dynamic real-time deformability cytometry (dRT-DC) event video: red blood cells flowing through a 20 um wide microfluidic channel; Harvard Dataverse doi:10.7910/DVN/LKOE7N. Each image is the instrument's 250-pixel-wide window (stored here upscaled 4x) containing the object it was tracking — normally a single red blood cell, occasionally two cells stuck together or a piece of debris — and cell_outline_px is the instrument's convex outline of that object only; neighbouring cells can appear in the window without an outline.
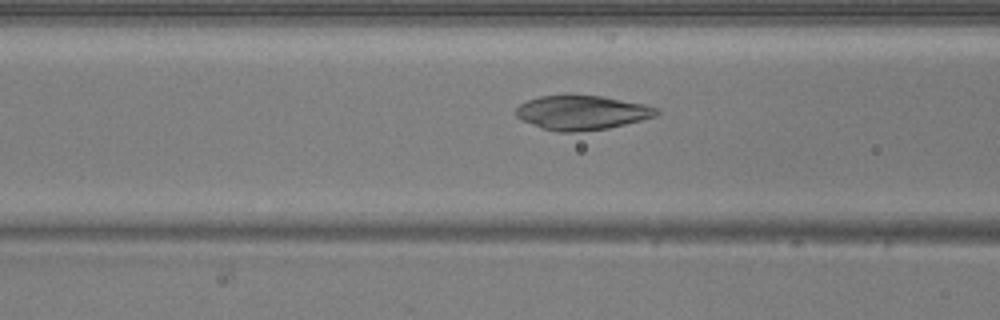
{"species": "common noctule bat (a hibernating species)", "species_latin": "Nyctalus noctula", "temperature_condition": "warm", "stored_images_in_passage": 50, "camera_frame_rate_fps": 3000, "um_per_image_px": 0.085, "animal": {"sex": "male", "body_mass_g": 20.5, "forearm_length_mm": 52.5}, "frame": {"image": 1, "passage_image": 20, "time_ms": 6.333, "image_size_px": [1000, 320], "cell_outline_px": [[660, 112], [656, 116], [608, 128], [576, 132], [560, 132], [540, 128], [516, 116], [516, 108], [520, 104], [528, 100], [540, 96], [604, 96], [644, 104], [660, 108]], "centroid_in_image_um": [49.49, 9.58], "position_along_channel_um": 117.1, "area_um2": 27.86}}
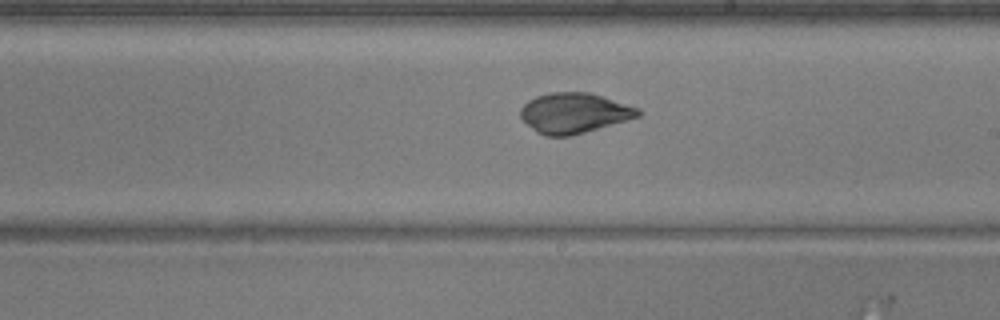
{"frame": {"image": 2, "passage_image": 29, "time_ms": 9.333, "image_size_px": [1000, 320], "cell_outline_px": [[644, 112], [640, 116], [628, 120], [584, 132], [568, 136], [544, 136], [536, 132], [520, 116], [520, 108], [528, 100], [536, 96], [552, 92], [588, 92], [640, 108]], "centroid_in_image_um": [48.81, 9.6], "position_along_channel_um": 240.2, "area_um2": 27.51}}
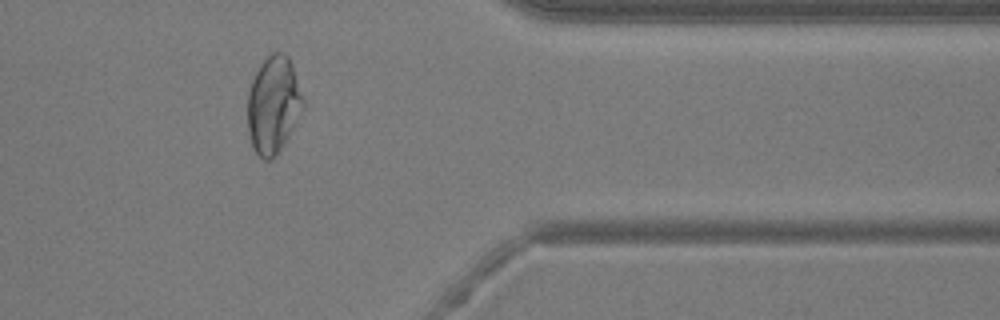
{"frame": {"image": 3, "passage_image": 41, "time_ms": 13.333, "image_size_px": [1000, 320], "cell_outline_px": [[304, 108], [284, 144], [272, 160], [264, 160], [252, 148], [248, 132], [248, 92], [252, 80], [260, 64], [272, 52], [280, 52], [288, 56], [292, 64], [304, 96]], "centroid_in_image_um": [23.25, 8.91], "position_along_channel_um": 388.2, "area_um2": 31.56}, "authors_computed_cell_mechanics": {"area_um2": 29.2757, "velocity_mm_per_s": 4.0958, "shape_relaxation_time_tau1_ms": 6.7658, "shape_relaxation_time_tau2_ms": 0.6403, "deformation_change_tau1": 0.2504, "deformation_change_tau2": 0.0389}}